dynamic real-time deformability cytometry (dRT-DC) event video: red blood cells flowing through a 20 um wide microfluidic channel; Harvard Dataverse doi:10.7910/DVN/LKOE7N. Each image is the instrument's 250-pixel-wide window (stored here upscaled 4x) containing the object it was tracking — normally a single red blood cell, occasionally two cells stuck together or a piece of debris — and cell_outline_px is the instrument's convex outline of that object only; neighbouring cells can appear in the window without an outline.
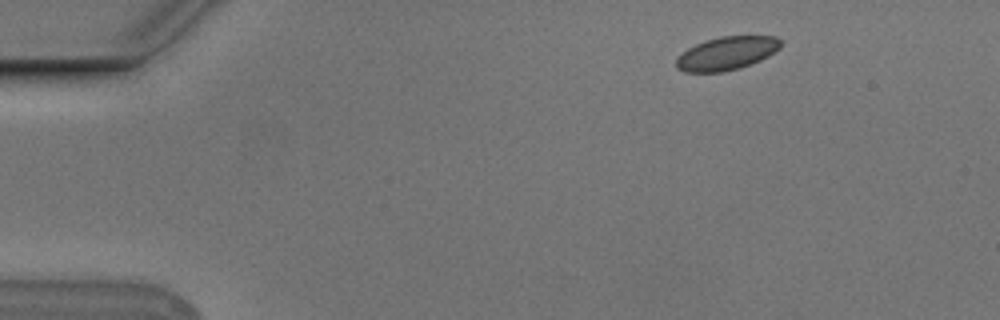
{"species": "Egyptian fruit bat (a non-hibernating species)", "species_latin": "Rousettus aegyptiacus", "temperature_condition": "cold", "stored_images_in_passage": 9, "camera_frame_rate_fps": 3000, "um_per_image_px": 0.085, "animal": {"sex": "male"}, "frame": {"image": 1, "passage_image": 1, "time_ms": 0.0, "image_size_px": [1000, 320], "cell_outline_px": [[780, 48], [768, 56], [760, 60], [736, 68], [720, 72], [684, 72], [676, 68], [676, 56], [688, 48], [704, 40], [720, 36], [776, 36], [780, 40]], "centroid_in_image_um": [61.72, 4.52], "position_along_channel_um": 23.3, "area_um2": 20.17}}